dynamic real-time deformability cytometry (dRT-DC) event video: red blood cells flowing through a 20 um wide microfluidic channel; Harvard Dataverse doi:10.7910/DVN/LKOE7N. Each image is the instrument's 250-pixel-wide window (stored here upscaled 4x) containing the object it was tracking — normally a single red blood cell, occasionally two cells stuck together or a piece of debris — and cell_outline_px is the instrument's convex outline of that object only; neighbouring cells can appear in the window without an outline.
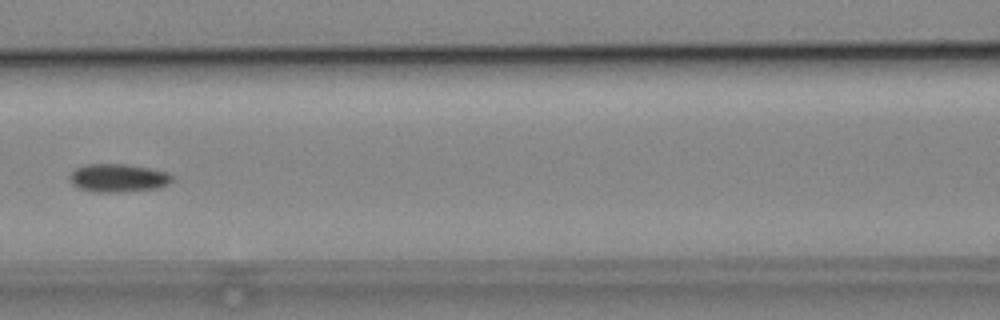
{"species": "common noctule bat (a hibernating species)", "species_latin": "Nyctalus noctula", "temperature_condition": "cold", "stored_images_in_passage": 5, "camera_frame_rate_fps": 3000, "um_per_image_px": 0.085, "animal": {"sex": "male", "body_mass_g": 19.2, "forearm_length_mm": 51.8}, "frame": {"image": 1, "passage_image": 5, "time_ms": 5.333, "image_size_px": [1000, 320], "cell_outline_px": [[172, 180], [168, 184], [156, 188], [116, 192], [92, 192], [80, 188], [72, 184], [68, 176], [76, 168], [84, 164], [124, 164], [148, 168], [164, 172], [172, 176]], "centroid_in_image_um": [9.98, 15.12], "position_along_channel_um": 156.6, "area_um2": 16.59}}